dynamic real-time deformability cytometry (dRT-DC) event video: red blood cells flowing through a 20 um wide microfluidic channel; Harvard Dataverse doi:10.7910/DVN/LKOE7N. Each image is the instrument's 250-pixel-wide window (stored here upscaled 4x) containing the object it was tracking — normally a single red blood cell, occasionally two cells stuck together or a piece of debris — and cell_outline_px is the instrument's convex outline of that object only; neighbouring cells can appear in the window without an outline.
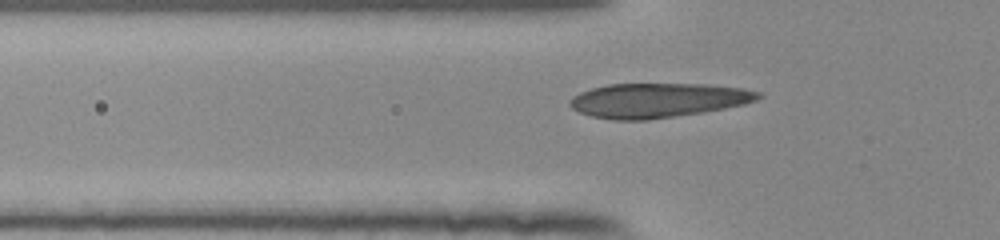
{"species": "human", "species_latin": "Homo sapiens", "temperature_condition": "room temperature", "stored_images_in_passage": 42, "camera_frame_rate_fps": 3000, "um_per_image_px": 0.085, "donor": {"sex": "female"}, "frame": {"image": 1, "passage_image": 8, "time_ms": 2.333, "image_size_px": [1000, 240], "cell_outline_px": [[764, 96], [756, 100], [744, 104], [724, 108], [700, 112], [648, 120], [612, 120], [592, 116], [580, 112], [572, 108], [568, 104], [568, 100], [572, 96], [580, 92], [592, 88], [608, 84], [704, 84], [744, 88], [760, 92]], "centroid_in_image_um": [55.89, 8.52], "position_along_channel_um": 69.9, "area_um2": 37.8}}
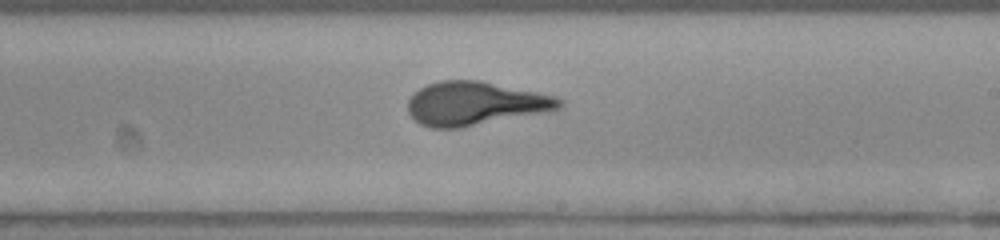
{"frame": {"image": 2, "passage_image": 22, "time_ms": 7.0, "image_size_px": [1000, 240], "cell_outline_px": [[564, 104], [560, 108], [460, 128], [432, 128], [420, 124], [408, 112], [408, 100], [420, 88], [428, 84], [440, 80], [480, 80], [556, 96]], "centroid_in_image_um": [40.34, 8.79], "position_along_channel_um": 248.7, "area_um2": 37.92}}
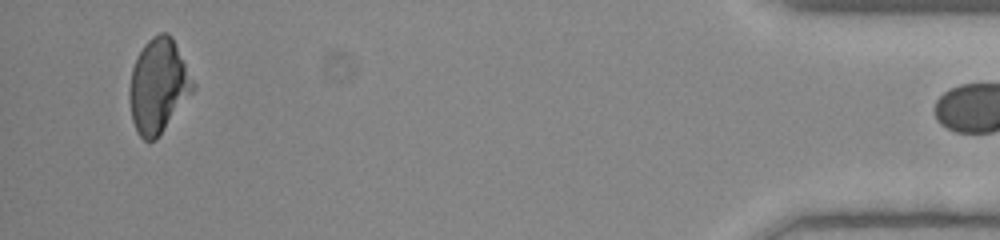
{"frame": {"image": 3, "passage_image": 41, "time_ms": 13.333, "image_size_px": [1000, 240], "cell_outline_px": [[196, 88], [156, 140], [144, 140], [140, 136], [132, 120], [128, 96], [128, 92], [132, 68], [144, 44], [152, 36], [160, 32], [168, 32], [172, 36], [196, 84]], "centroid_in_image_um": [13.46, 7.29], "position_along_channel_um": 421.7, "area_um2": 34.91}}